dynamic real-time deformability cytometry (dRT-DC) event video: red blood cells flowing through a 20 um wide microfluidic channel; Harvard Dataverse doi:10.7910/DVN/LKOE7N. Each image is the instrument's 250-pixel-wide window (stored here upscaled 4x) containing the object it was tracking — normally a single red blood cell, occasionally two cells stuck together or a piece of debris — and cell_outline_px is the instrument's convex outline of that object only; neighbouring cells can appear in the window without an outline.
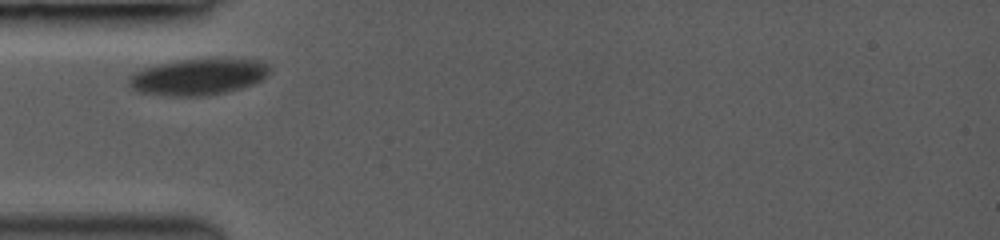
{"species": "common noctule bat (a hibernating species)", "species_latin": "Nyctalus noctula", "temperature_condition": "room temperature", "stored_images_in_passage": 5, "camera_frame_rate_fps": 3000, "um_per_image_px": 0.085, "animal": {"sex": "female", "body_mass_g": 19.0, "forearm_length_mm": 53.3}, "frame": {"image": 1, "passage_image": 2, "time_ms": 1.333, "image_size_px": [1000, 240], "cell_outline_px": [[268, 76], [264, 80], [240, 88], [224, 92], [204, 96], [164, 96], [136, 92], [128, 84], [128, 76], [144, 68], [156, 64], [176, 60], [256, 60], [268, 64]], "centroid_in_image_um": [16.78, 6.56], "position_along_channel_um": 68.2, "area_um2": 29.59}}
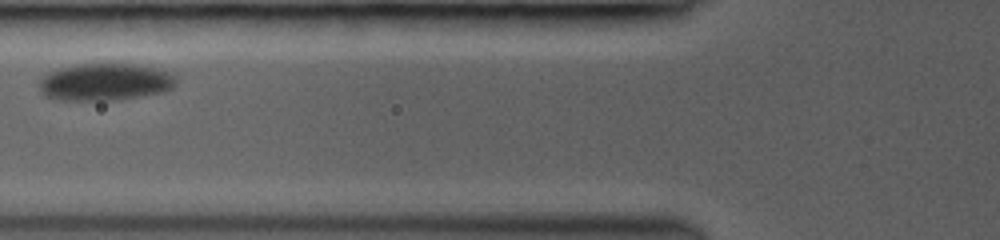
{"frame": {"image": 2, "passage_image": 4, "time_ms": 2.667, "image_size_px": [1000, 240], "cell_outline_px": [[176, 84], [172, 88], [164, 92], [116, 100], [60, 100], [44, 96], [40, 92], [40, 80], [48, 72], [72, 64], [136, 64], [160, 68], [172, 72], [176, 76]], "centroid_in_image_um": [8.96, 6.96], "position_along_channel_um": 116.8, "area_um2": 30.06}}